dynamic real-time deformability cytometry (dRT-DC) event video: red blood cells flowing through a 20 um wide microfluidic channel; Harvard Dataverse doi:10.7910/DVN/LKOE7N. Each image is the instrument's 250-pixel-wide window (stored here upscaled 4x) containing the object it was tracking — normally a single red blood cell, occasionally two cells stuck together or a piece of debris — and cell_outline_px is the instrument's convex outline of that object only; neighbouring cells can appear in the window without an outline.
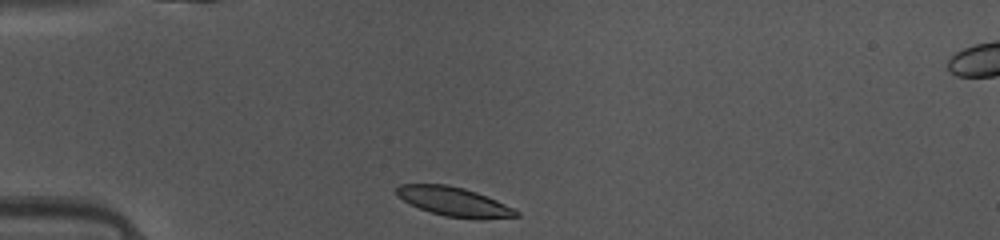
{"species": "common noctule bat (a hibernating species)", "species_latin": "Nyctalus noctula", "temperature_condition": "warm", "stored_images_in_passage": 36, "camera_frame_rate_fps": 3000, "um_per_image_px": 0.085, "animal": {"sex": "female", "body_mass_g": 10.0, "forearm_length_mm": 53.1}, "frame": {"image": 1, "passage_image": 1, "time_ms": 0.0, "image_size_px": [1000, 240], "cell_outline_px": [[520, 216], [444, 216], [420, 208], [396, 196], [396, 188], [400, 184], [448, 184], [464, 188], [476, 192], [496, 200], [520, 212]], "centroid_in_image_um": [38.48, 17.07], "position_along_channel_um": 46.5, "area_um2": 19.19}}
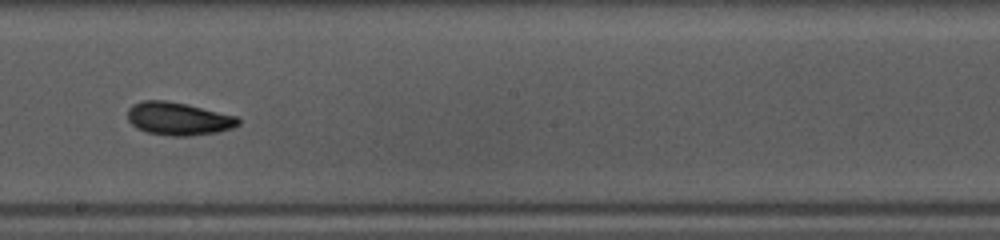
{"frame": {"image": 2, "passage_image": 16, "time_ms": 5.0, "image_size_px": [1000, 240], "cell_outline_px": [[240, 124], [232, 128], [220, 132], [188, 136], [168, 136], [148, 132], [136, 128], [128, 120], [128, 108], [132, 104], [144, 100], [164, 100], [188, 104], [236, 116], [240, 120]], "centroid_in_image_um": [15.16, 10.09], "position_along_channel_um": 233.0, "area_um2": 21.39}}
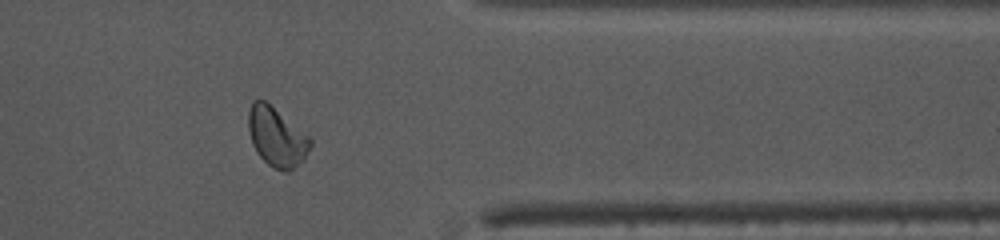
{"frame": {"image": 3, "passage_image": 28, "time_ms": 9.0, "image_size_px": [1000, 240], "cell_outline_px": [[312, 144], [304, 160], [288, 172], [284, 172], [268, 164], [256, 152], [252, 144], [248, 132], [248, 112], [252, 100], [264, 100], [308, 136], [312, 140]], "centroid_in_image_um": [23.49, 11.66], "position_along_channel_um": 387.9, "area_um2": 21.1}, "authors_computed_cell_mechanics": {"area_um2": 20.808, "velocity_mm_per_s": 4.1225, "shape_relaxation_time_tau1_ms": 2.6931, "shape_relaxation_time_tau2_ms": 3.5221, "deformation_change_tau1": 0.1089, "deformation_change_tau2": 0.0642}}